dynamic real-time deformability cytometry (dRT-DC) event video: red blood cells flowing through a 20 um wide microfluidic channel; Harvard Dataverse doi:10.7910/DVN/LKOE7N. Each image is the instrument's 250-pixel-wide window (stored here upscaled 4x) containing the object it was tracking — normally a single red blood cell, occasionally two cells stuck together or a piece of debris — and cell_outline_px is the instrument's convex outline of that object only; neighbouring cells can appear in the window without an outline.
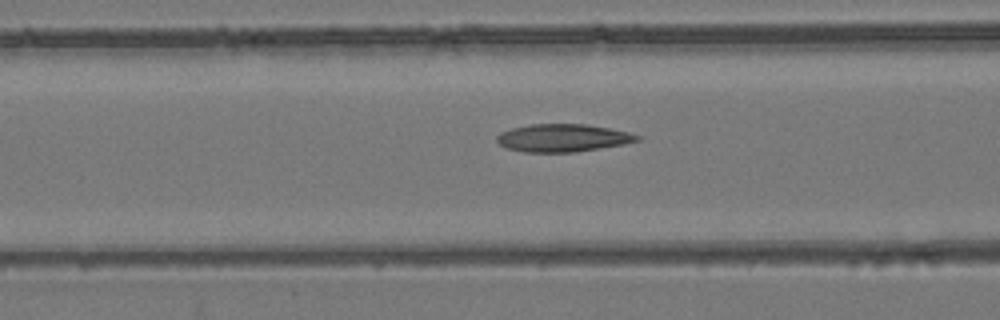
{"species": "common noctule bat (a hibernating species)", "species_latin": "Nyctalus noctula", "temperature_condition": "room temperature", "stored_images_in_passage": 46, "camera_frame_rate_fps": 3000, "um_per_image_px": 0.085, "animal": {"sex": "female", "body_mass_g": 24.6, "forearm_length_mm": 56.2}, "frame": {"image": 1, "passage_image": 15, "time_ms": 4.667, "image_size_px": [1000, 320], "cell_outline_px": [[640, 140], [624, 144], [576, 152], [524, 152], [504, 148], [496, 140], [496, 136], [500, 132], [512, 128], [532, 124], [588, 124], [628, 132], [640, 136]], "centroid_in_image_um": [47.81, 11.72], "position_along_channel_um": 118.8, "area_um2": 22.72}}
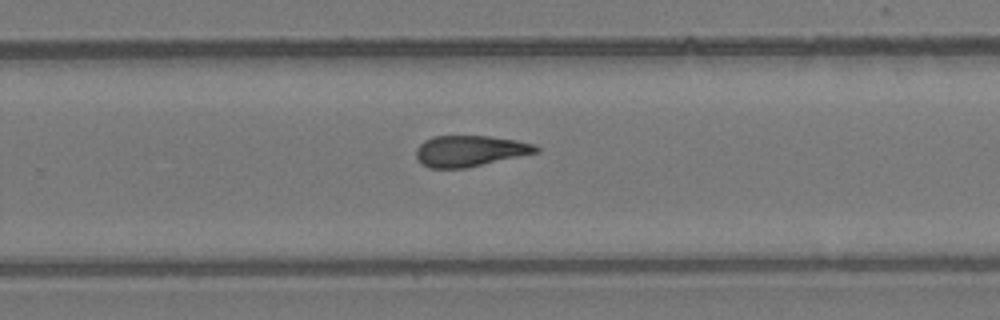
{"frame": {"image": 2, "passage_image": 28, "time_ms": 9.0, "image_size_px": [1000, 320], "cell_outline_px": [[540, 152], [464, 168], [428, 168], [416, 156], [416, 148], [424, 140], [432, 136], [488, 136], [516, 140], [536, 144], [540, 148]], "centroid_in_image_um": [39.96, 12.82], "position_along_channel_um": 289.8, "area_um2": 21.62}}
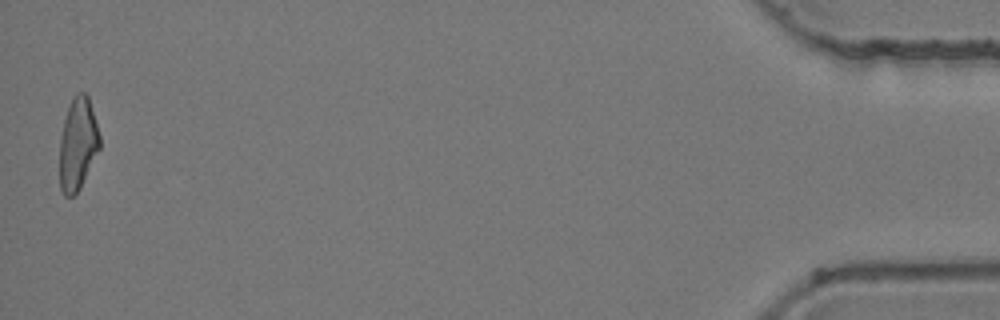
{"frame": {"image": 3, "passage_image": 46, "time_ms": 15.0, "image_size_px": [1000, 320], "cell_outline_px": [[100, 148], [80, 188], [72, 196], [64, 196], [60, 188], [60, 136], [64, 120], [72, 96], [76, 92], [84, 92], [88, 96], [100, 136]], "centroid_in_image_um": [6.61, 12.23], "position_along_channel_um": 428.6, "area_um2": 21.5}, "authors_computed_cell_mechanics": {"area_um2": 22.2241, "velocity_mm_per_s": 3.9514, "shape_relaxation_time_tau1_ms": null, "shape_relaxation_time_tau2_ms": 3.4378, "deformation_change_tau1": null, "deformation_change_tau2": 0.1344}}